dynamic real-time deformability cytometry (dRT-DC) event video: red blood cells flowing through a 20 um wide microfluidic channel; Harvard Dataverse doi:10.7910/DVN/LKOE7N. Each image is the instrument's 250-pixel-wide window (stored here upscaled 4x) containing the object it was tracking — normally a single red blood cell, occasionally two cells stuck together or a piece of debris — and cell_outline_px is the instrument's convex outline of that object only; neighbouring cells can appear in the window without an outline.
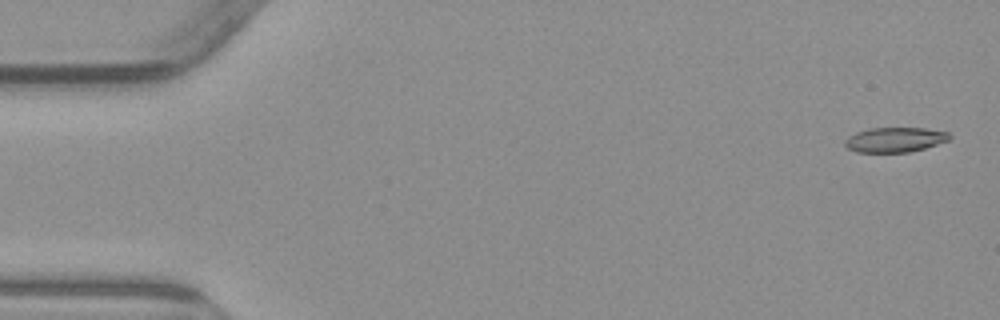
{"species": "common noctule bat (a hibernating species)", "species_latin": "Nyctalus noctula", "temperature_condition": "warm", "stored_images_in_passage": 4, "camera_frame_rate_fps": 3000, "um_per_image_px": 0.085, "animal": {"sex": "male", "body_mass_g": 23.1, "forearm_length_mm": 52.7}, "frame": {"image": 1, "passage_image": 1, "time_ms": 0.0, "image_size_px": [1000, 320], "cell_outline_px": [[952, 136], [948, 140], [924, 148], [908, 152], [856, 152], [848, 148], [844, 144], [844, 140], [848, 136], [856, 132], [868, 128], [924, 128], [948, 132]], "centroid_in_image_um": [76.03, 11.87], "position_along_channel_um": 9.0, "area_um2": 15.09}}
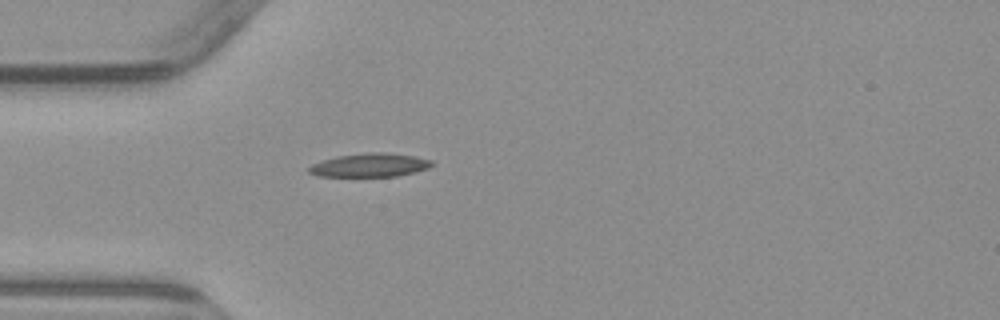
{"frame": {"image": 2, "passage_image": 4, "time_ms": 4.667, "image_size_px": [1000, 320], "cell_outline_px": [[432, 164], [428, 168], [416, 172], [396, 176], [320, 176], [308, 172], [308, 168], [312, 164], [324, 160], [340, 156], [368, 152], [384, 152], [416, 156], [432, 160]], "centroid_in_image_um": [31.47, 14.03], "position_along_channel_um": 53.5, "area_um2": 16.7}}